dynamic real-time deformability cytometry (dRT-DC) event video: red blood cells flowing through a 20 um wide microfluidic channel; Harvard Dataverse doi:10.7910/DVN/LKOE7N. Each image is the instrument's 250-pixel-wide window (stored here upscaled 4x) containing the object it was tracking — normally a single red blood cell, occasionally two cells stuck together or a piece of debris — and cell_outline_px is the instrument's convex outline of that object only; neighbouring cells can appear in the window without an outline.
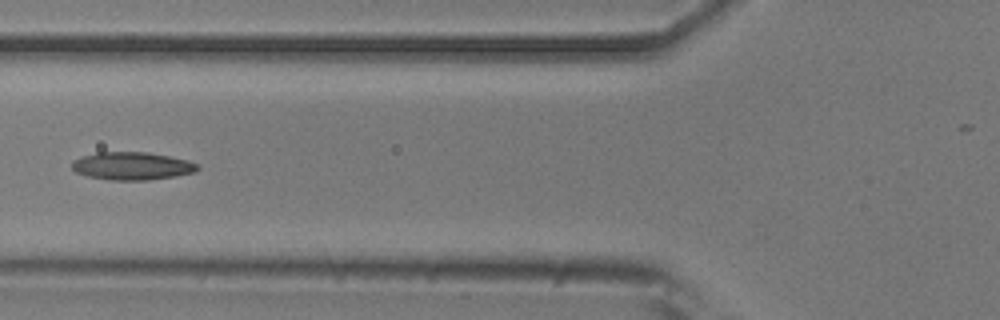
{"species": "common noctule bat (a hibernating species)", "species_latin": "Nyctalus noctula", "temperature_condition": "room temperature", "stored_images_in_passage": 6, "camera_frame_rate_fps": 3000, "um_per_image_px": 0.085, "animal": {"sex": "male", "body_mass_g": 20.5, "forearm_length_mm": 52.5}, "frame": {"image": 1, "passage_image": 6, "time_ms": 1.667, "image_size_px": [1000, 320], "cell_outline_px": [[200, 168], [196, 172], [176, 176], [148, 180], [108, 180], [88, 176], [76, 172], [72, 168], [72, 160], [96, 152], [148, 152], [188, 160], [200, 164]], "centroid_in_image_um": [11.26, 14.11], "position_along_channel_um": 114.5, "area_um2": 20.52}}